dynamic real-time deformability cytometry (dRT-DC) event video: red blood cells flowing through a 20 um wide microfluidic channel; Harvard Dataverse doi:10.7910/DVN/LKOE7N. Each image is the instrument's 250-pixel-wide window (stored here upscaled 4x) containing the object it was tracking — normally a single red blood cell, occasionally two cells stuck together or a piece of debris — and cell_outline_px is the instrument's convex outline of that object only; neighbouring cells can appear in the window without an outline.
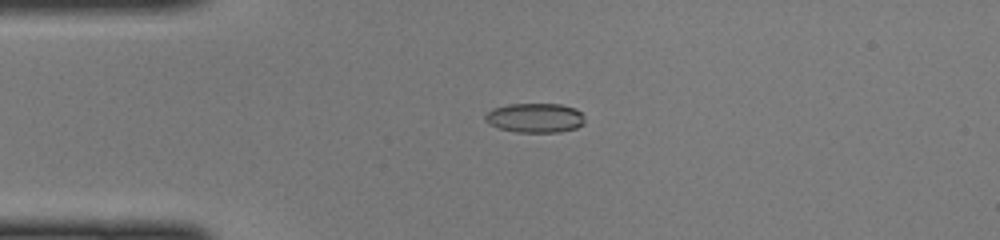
{"species": "common noctule bat (a hibernating species)", "species_latin": "Nyctalus noctula", "temperature_condition": "cold", "stored_images_in_passage": 37, "camera_frame_rate_fps": 3000, "um_per_image_px": 0.085, "animal": {"sex": "female", "body_mass_g": 22.0, "forearm_length_mm": 56.7}, "frame": {"image": 1, "passage_image": 1, "time_ms": 0.0, "image_size_px": [1000, 240], "cell_outline_px": [[584, 124], [576, 128], [560, 132], [516, 132], [500, 128], [488, 124], [484, 120], [484, 116], [492, 108], [508, 104], [560, 104], [576, 108], [584, 116]], "centroid_in_image_um": [45.47, 10.01], "position_along_channel_um": 39.5, "area_um2": 17.22}}
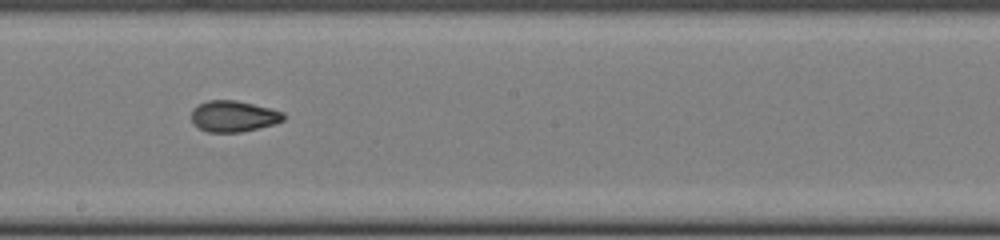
{"frame": {"image": 2, "passage_image": 16, "time_ms": 5.0, "image_size_px": [1000, 240], "cell_outline_px": [[284, 120], [272, 124], [240, 132], [208, 132], [196, 128], [192, 124], [192, 108], [208, 100], [236, 100], [284, 112]], "centroid_in_image_um": [19.79, 9.88], "position_along_channel_um": 228.4, "area_um2": 16.59}}
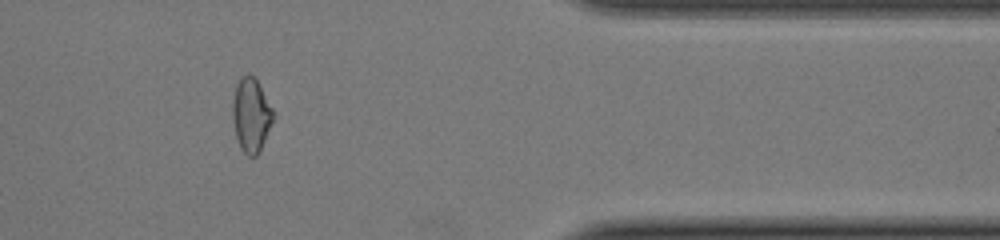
{"frame": {"image": 3, "passage_image": 29, "time_ms": 9.333, "image_size_px": [1000, 240], "cell_outline_px": [[276, 116], [256, 156], [248, 156], [240, 148], [236, 136], [232, 116], [232, 104], [236, 84], [248, 72], [256, 80], [272, 108]], "centroid_in_image_um": [21.34, 9.79], "position_along_channel_um": 390.1, "area_um2": 17.22}}